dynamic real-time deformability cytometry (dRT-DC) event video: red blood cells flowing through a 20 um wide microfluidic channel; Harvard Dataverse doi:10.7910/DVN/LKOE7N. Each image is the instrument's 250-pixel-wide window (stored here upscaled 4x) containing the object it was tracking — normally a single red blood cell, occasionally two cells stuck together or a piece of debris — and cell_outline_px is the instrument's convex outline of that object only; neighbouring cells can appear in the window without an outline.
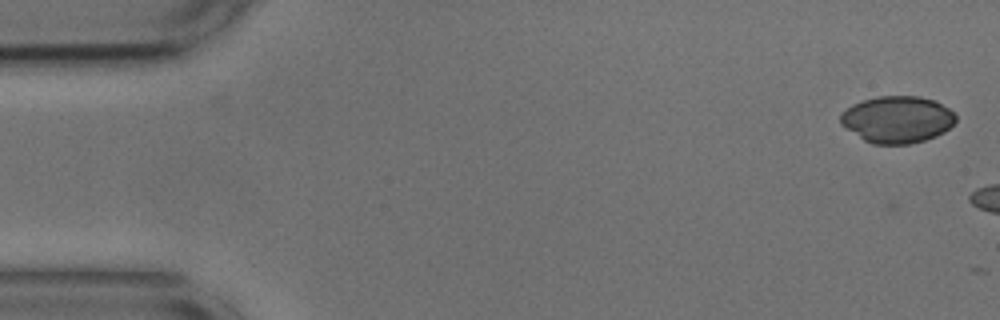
{"species": "common noctule bat (a hibernating species)", "species_latin": "Nyctalus noctula", "temperature_condition": "cold", "stored_images_in_passage": 5, "camera_frame_rate_fps": 3000, "um_per_image_px": 0.085, "animal": {"sex": "male", "body_mass_g": 17.9, "forearm_length_mm": 54.2}, "frame": {"image": 1, "passage_image": 2, "time_ms": 0.333, "image_size_px": [1000, 320], "cell_outline_px": [[956, 120], [944, 132], [936, 136], [924, 140], [908, 144], [872, 144], [864, 140], [840, 124], [840, 116], [852, 104], [864, 100], [880, 96], [920, 96], [936, 100], [948, 108], [956, 116]], "centroid_in_image_um": [76.27, 10.15], "position_along_channel_um": 8.7, "area_um2": 31.33}}